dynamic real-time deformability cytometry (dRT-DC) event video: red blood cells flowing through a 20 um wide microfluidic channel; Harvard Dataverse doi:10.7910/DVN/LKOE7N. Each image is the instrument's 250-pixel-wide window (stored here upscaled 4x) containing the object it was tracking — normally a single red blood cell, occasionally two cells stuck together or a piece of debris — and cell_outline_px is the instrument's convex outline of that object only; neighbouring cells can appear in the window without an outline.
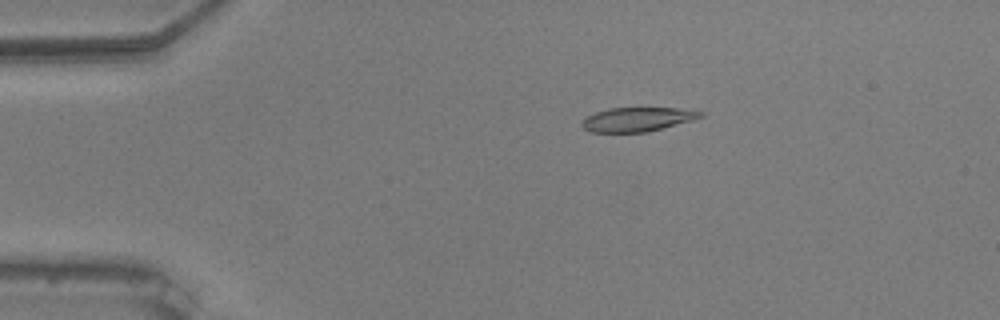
{"species": "common noctule bat (a hibernating species)", "species_latin": "Nyctalus noctula", "temperature_condition": "warm", "stored_images_in_passage": 18, "camera_frame_rate_fps": 3000, "um_per_image_px": 0.085, "animal": {"sex": "male", "body_mass_g": 20.5, "forearm_length_mm": 52.5}, "frame": {"image": 1, "passage_image": 11, "time_ms": 3.333, "image_size_px": [1000, 320], "cell_outline_px": [[708, 112], [704, 116], [692, 120], [648, 132], [588, 132], [580, 124], [588, 116], [596, 112], [608, 108], [676, 108]], "centroid_in_image_um": [54.21, 10.14], "position_along_channel_um": 30.8, "area_um2": 16.65}}